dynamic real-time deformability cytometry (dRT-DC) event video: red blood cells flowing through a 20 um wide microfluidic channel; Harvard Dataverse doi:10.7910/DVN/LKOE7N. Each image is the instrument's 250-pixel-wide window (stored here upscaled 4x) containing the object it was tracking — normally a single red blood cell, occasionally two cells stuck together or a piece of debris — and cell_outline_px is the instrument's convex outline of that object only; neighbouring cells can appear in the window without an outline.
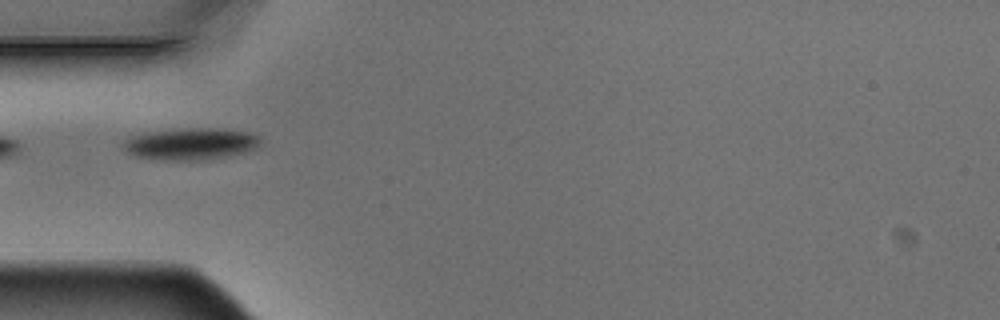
{"species": "Egyptian fruit bat (a non-hibernating species)", "species_latin": "Rousettus aegyptiacus", "temperature_condition": "warm", "stored_images_in_passage": 5, "camera_frame_rate_fps": 3000, "um_per_image_px": 0.085, "animal": {"sex": "male"}, "frame": {"image": 1, "passage_image": 4, "time_ms": 1.0, "image_size_px": [1000, 320], "cell_outline_px": [[260, 144], [256, 148], [244, 152], [228, 156], [208, 160], [164, 160], [136, 156], [128, 152], [124, 148], [124, 140], [132, 136], [148, 132], [184, 128], [216, 128], [248, 132], [260, 136]], "centroid_in_image_um": [16.25, 12.23], "position_along_channel_um": 68.8, "area_um2": 25.37}}
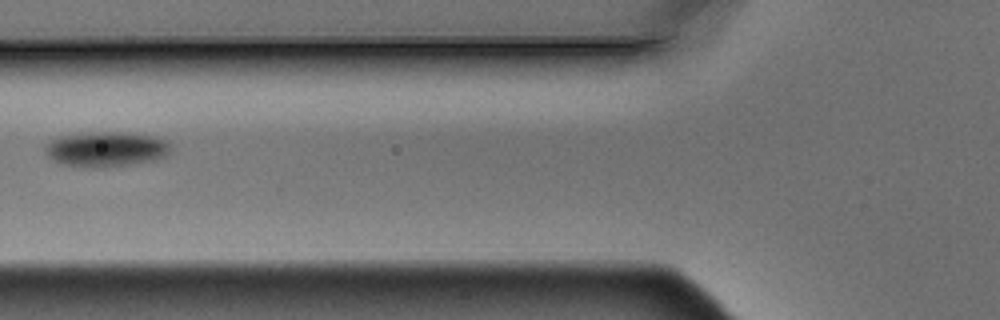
{"frame": {"image": 2, "passage_image": 5, "time_ms": 1.333, "image_size_px": [1000, 320], "cell_outline_px": [[168, 156], [156, 160], [132, 164], [100, 168], [96, 168], [64, 164], [48, 156], [48, 144], [52, 140], [64, 136], [96, 132], [120, 132], [152, 136], [164, 140], [168, 144]], "centroid_in_image_um": [9.09, 12.69], "position_along_channel_um": 116.7, "area_um2": 24.91}}